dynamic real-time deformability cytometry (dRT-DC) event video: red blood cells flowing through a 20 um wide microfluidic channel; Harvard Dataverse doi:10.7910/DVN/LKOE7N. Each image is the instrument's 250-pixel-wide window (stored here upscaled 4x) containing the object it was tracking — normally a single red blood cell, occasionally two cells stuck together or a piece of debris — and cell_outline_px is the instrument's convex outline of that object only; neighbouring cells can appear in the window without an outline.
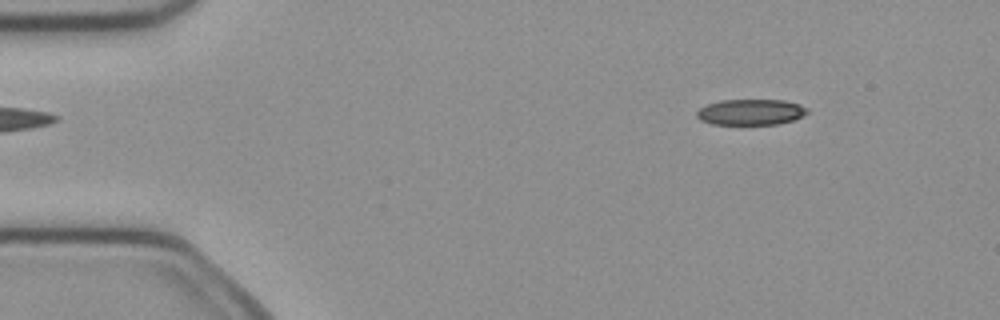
{"species": "common noctule bat (a hibernating species)", "species_latin": "Nyctalus noctula", "temperature_condition": "cold", "stored_images_in_passage": 45, "camera_frame_rate_fps": 3000, "um_per_image_px": 0.085, "animal": {"sex": "female", "body_mass_g": 21.9}, "frame": {"image": 1, "passage_image": 1, "time_ms": 0.0, "image_size_px": [1000, 320], "cell_outline_px": [[808, 112], [804, 116], [780, 124], [712, 124], [700, 120], [696, 116], [696, 112], [700, 108], [708, 104], [720, 100], [784, 100], [800, 104], [808, 108]], "centroid_in_image_um": [63.83, 9.52], "position_along_channel_um": 21.2, "area_um2": 16.7}}
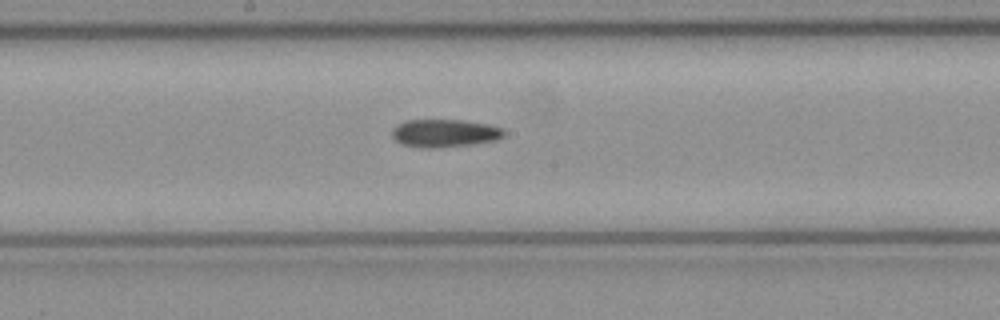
{"frame": {"image": 2, "passage_image": 21, "time_ms": 6.667, "image_size_px": [1000, 320], "cell_outline_px": [[504, 136], [496, 140], [468, 144], [436, 148], [420, 148], [400, 144], [392, 136], [392, 128], [396, 124], [404, 120], [464, 120], [488, 124], [504, 128]], "centroid_in_image_um": [37.75, 11.31], "position_along_channel_um": 210.5, "area_um2": 18.32}}
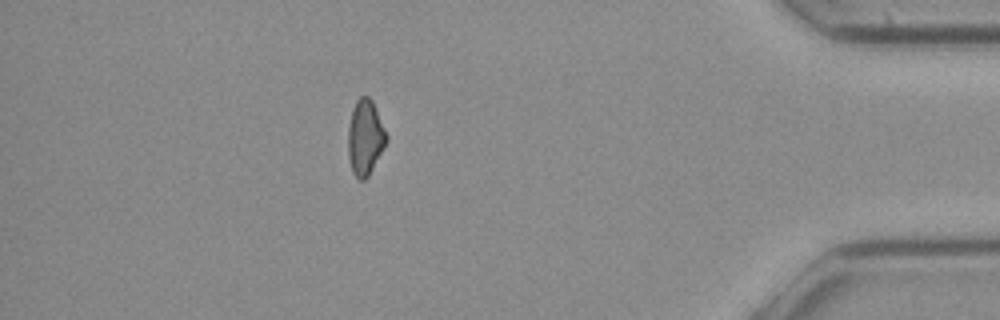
{"frame": {"image": 3, "passage_image": 39, "time_ms": 12.667, "image_size_px": [1000, 320], "cell_outline_px": [[388, 140], [368, 176], [364, 180], [360, 180], [352, 172], [348, 156], [348, 128], [352, 108], [356, 100], [360, 96], [368, 96], [372, 100], [388, 136]], "centroid_in_image_um": [31.03, 11.67], "position_along_channel_um": 404.2, "area_um2": 16.82}, "authors_computed_cell_mechanics": {"area_um2": 17.8024, "velocity_mm_per_s": 4.0418, "shape_relaxation_time_tau1_ms": null, "shape_relaxation_time_tau2_ms": 6.6492, "deformation_change_tau1": null, "deformation_change_tau2": 0.1628}}